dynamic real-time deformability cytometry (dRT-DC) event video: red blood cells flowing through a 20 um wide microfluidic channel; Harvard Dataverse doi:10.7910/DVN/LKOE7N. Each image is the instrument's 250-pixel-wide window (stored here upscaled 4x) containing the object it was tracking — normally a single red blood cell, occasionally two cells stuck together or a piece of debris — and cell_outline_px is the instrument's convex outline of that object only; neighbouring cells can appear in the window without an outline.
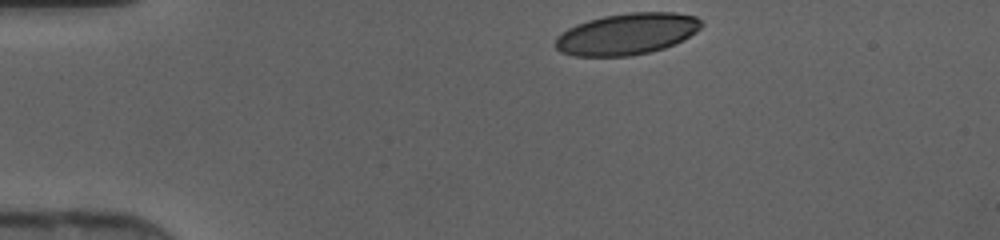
{"species": "human", "species_latin": "Homo sapiens", "temperature_condition": "cold", "stored_images_in_passage": 31, "camera_frame_rate_fps": 3000, "um_per_image_px": 0.085, "donor": {"sex": "female"}, "frame": {"image": 1, "passage_image": 1, "time_ms": 0.0, "image_size_px": [1000, 240], "cell_outline_px": [[704, 24], [696, 32], [684, 40], [664, 48], [648, 52], [628, 56], [572, 56], [560, 52], [556, 48], [556, 36], [568, 28], [576, 24], [588, 20], [604, 16], [632, 12], [676, 12], [696, 16]], "centroid_in_image_um": [53.3, 2.88], "position_along_channel_um": 31.7, "area_um2": 35.37}}
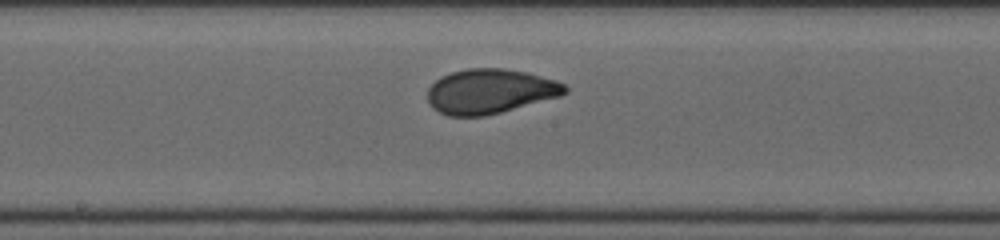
{"frame": {"image": 2, "passage_image": 17, "time_ms": 5.333, "image_size_px": [1000, 240], "cell_outline_px": [[568, 92], [560, 96], [500, 112], [484, 116], [448, 116], [432, 108], [428, 104], [428, 88], [440, 76], [452, 72], [468, 68], [504, 68], [524, 72], [556, 80], [564, 84], [568, 88]], "centroid_in_image_um": [41.63, 7.76], "position_along_channel_um": 206.6, "area_um2": 35.66}}
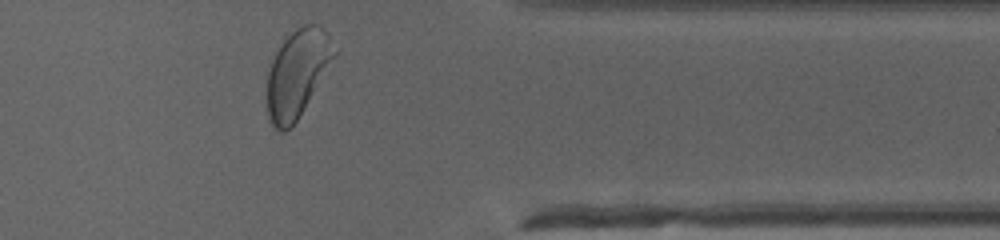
{"frame": {"image": 3, "passage_image": 30, "time_ms": 9.667, "image_size_px": [1000, 240], "cell_outline_px": [[340, 48], [336, 56], [296, 120], [284, 132], [280, 132], [272, 124], [268, 116], [268, 72], [272, 60], [276, 52], [284, 40], [296, 28], [304, 24], [316, 24]], "centroid_in_image_um": [25.3, 6.2], "position_along_channel_um": 386.1, "area_um2": 33.58}}